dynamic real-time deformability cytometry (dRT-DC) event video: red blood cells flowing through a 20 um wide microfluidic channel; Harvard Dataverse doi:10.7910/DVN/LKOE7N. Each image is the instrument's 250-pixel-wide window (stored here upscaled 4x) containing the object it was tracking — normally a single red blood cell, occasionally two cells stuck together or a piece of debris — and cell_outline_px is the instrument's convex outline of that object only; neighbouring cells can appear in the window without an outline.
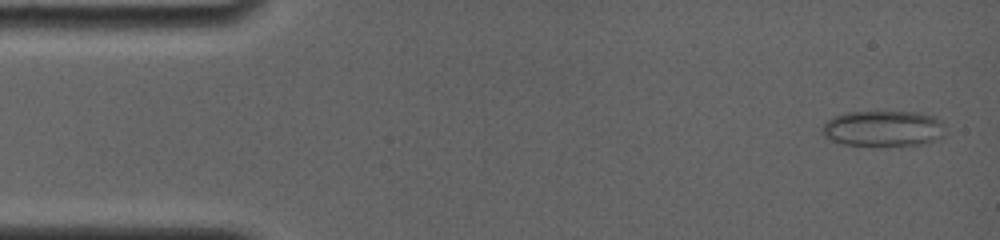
{"species": "common noctule bat (a hibernating species)", "species_latin": "Nyctalus noctula", "temperature_condition": "room temperature", "stored_images_in_passage": 10, "camera_frame_rate_fps": 4000, "um_per_image_px": 0.085, "animal": {"sex": "female", "body_mass_g": 19.0, "forearm_length_mm": 56.7}, "frame": {"image": 1, "passage_image": 2, "time_ms": 0.25, "image_size_px": [1000, 240], "cell_outline_px": [[948, 124], [940, 136], [932, 140], [920, 144], [844, 144], [832, 140], [824, 136], [820, 128], [824, 120], [832, 116], [848, 112], [916, 112], [936, 116], [944, 120]], "centroid_in_image_um": [75.06, 10.88], "position_along_channel_um": 9.9, "area_um2": 25.55}}
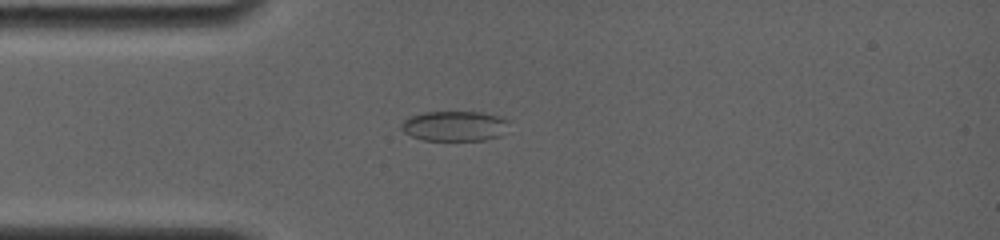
{"frame": {"image": 2, "passage_image": 7, "time_ms": 3.75, "image_size_px": [1000, 240], "cell_outline_px": [[508, 120], [500, 136], [484, 140], [424, 140], [412, 136], [404, 132], [400, 128], [400, 124], [408, 116], [424, 112], [480, 112], [500, 116]], "centroid_in_image_um": [38.58, 10.7], "position_along_channel_um": 46.4, "area_um2": 18.79}}